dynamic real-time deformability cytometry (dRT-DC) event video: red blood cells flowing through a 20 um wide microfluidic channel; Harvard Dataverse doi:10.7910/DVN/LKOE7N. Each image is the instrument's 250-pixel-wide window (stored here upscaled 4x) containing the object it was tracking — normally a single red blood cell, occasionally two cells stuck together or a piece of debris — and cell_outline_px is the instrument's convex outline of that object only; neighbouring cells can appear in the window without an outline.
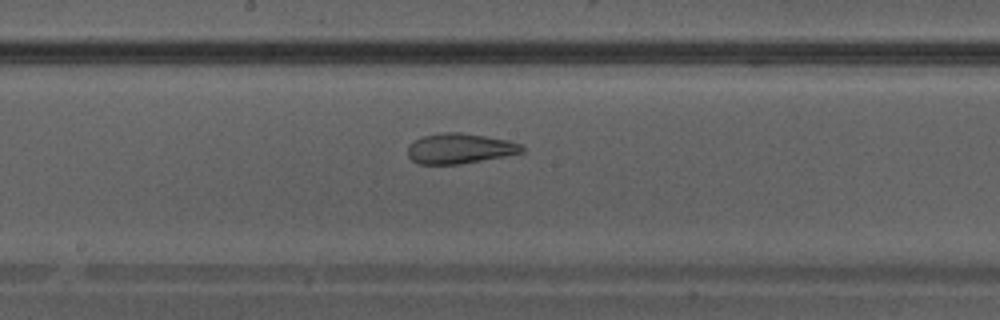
{"species": "Egyptian fruit bat (a non-hibernating species)", "species_latin": "Rousettus aegyptiacus", "temperature_condition": "warm", "stored_images_in_passage": 32, "camera_frame_rate_fps": 3000, "um_per_image_px": 0.085, "animal": {"sex": "male"}, "frame": {"image": 1, "passage_image": 14, "time_ms": 4.333, "image_size_px": [1000, 320], "cell_outline_px": [[524, 152], [504, 156], [460, 164], [420, 164], [412, 160], [408, 156], [408, 144], [412, 140], [424, 136], [444, 132], [460, 132], [508, 140], [524, 144]], "centroid_in_image_um": [39.07, 12.62], "position_along_channel_um": 209.1, "area_um2": 20.17}}